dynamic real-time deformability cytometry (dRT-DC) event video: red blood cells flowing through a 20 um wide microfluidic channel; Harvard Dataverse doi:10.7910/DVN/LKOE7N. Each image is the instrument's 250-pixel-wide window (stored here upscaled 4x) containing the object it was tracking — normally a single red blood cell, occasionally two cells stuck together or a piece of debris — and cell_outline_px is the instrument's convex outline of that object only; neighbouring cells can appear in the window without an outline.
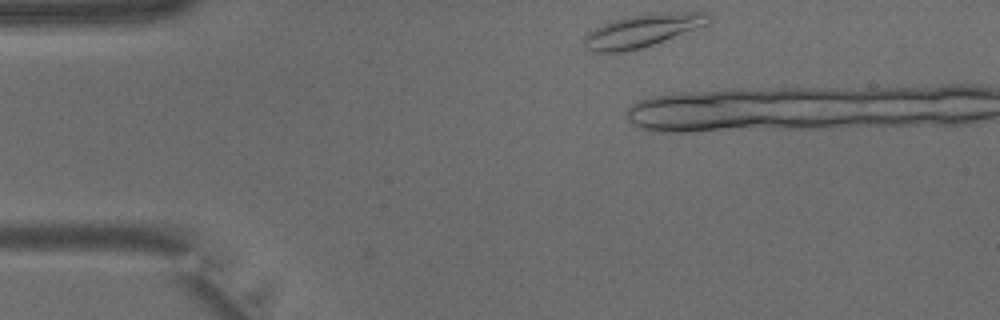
{"species": "common noctule bat (a hibernating species)", "species_latin": "Nyctalus noctula", "temperature_condition": "warm", "stored_images_in_passage": 3, "camera_frame_rate_fps": 3000, "um_per_image_px": 0.085, "animal": {"sex": "male", "body_mass_g": 15.6}, "frame": {"image": 1, "passage_image": 1, "time_ms": 0.0, "image_size_px": [1000, 320], "cell_outline_px": [[712, 20], [708, 24], [664, 40], [640, 48], [624, 52], [596, 52], [584, 48], [584, 36], [588, 32], [600, 24], [624, 16], [660, 12], [704, 12]], "centroid_in_image_um": [54.55, 2.59], "position_along_channel_um": 30.5, "area_um2": 23.81}}